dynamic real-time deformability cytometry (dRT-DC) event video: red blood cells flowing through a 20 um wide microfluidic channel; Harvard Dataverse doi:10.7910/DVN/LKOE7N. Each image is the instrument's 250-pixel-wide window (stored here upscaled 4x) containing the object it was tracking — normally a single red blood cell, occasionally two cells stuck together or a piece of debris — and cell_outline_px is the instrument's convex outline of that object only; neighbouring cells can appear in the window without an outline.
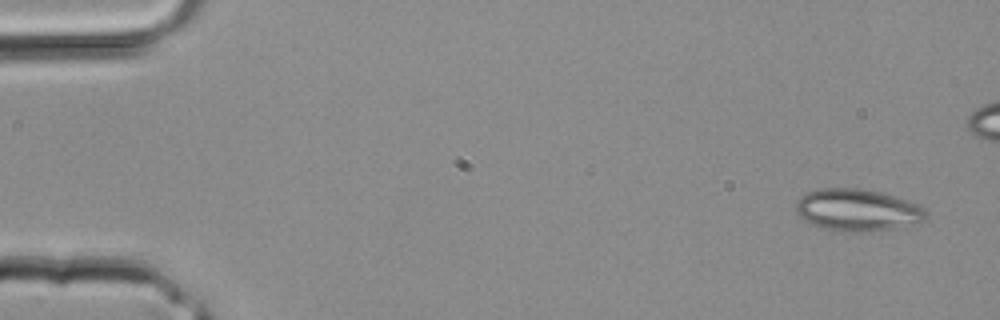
{"species": "common noctule bat (a hibernating species)", "species_latin": "Nyctalus noctula", "temperature_condition": "room temperature", "stored_images_in_passage": 4, "camera_frame_rate_fps": 3000, "um_per_image_px": 0.085, "animal": {"sex": "male", "body_mass_g": 20.4}, "frame": {"image": 1, "passage_image": 1, "time_ms": 0.0, "image_size_px": [1000, 320], "cell_outline_px": [[928, 216], [920, 224], [896, 228], [852, 232], [840, 232], [820, 228], [804, 220], [796, 212], [796, 200], [800, 196], [808, 192], [820, 188], [860, 188], [880, 192], [908, 200], [924, 208], [928, 212]], "centroid_in_image_um": [72.89, 17.86], "position_along_channel_um": 12.1, "area_um2": 32.25}}
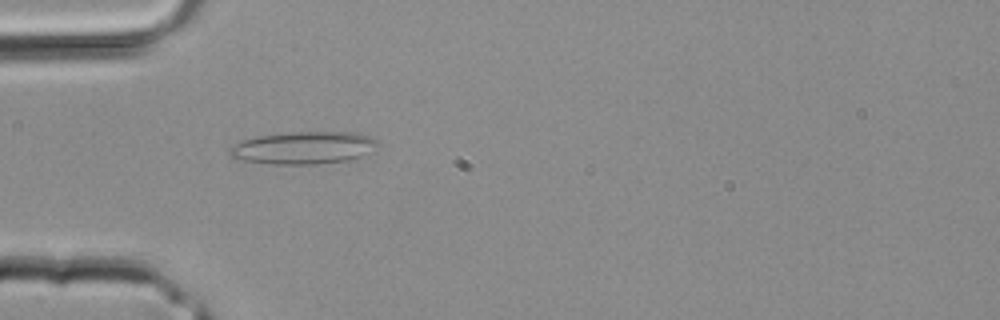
{"frame": {"image": 2, "passage_image": 4, "time_ms": 1.0, "image_size_px": [1000, 320], "cell_outline_px": [[380, 144], [360, 156], [348, 160], [316, 164], [272, 164], [240, 160], [228, 156], [228, 148], [244, 140], [256, 136], [280, 132], [360, 132], [376, 140]], "centroid_in_image_um": [25.75, 12.55], "position_along_channel_um": 59.3, "area_um2": 28.15}}